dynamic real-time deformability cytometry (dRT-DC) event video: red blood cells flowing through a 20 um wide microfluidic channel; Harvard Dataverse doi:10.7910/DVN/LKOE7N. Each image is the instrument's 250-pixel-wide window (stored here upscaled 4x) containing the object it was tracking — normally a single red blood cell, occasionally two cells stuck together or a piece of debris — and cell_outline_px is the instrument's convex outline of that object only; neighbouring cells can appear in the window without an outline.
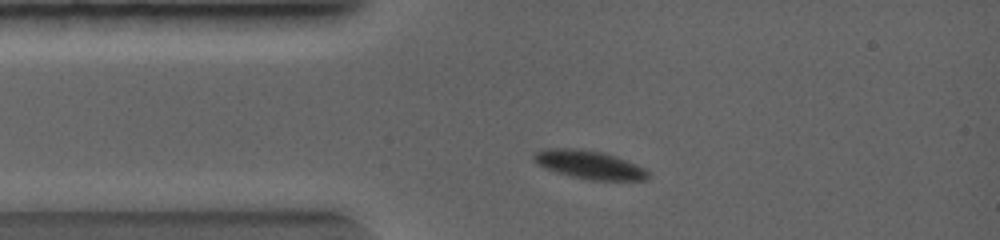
{"species": "common noctule bat (a hibernating species)", "species_latin": "Nyctalus noctula", "temperature_condition": "warm", "stored_images_in_passage": 35, "camera_frame_rate_fps": 5000, "um_per_image_px": 0.085, "animal": {"sex": "female", "body_mass_g": 19.0, "forearm_length_mm": 56.7}, "frame": {"image": 1, "passage_image": 5, "time_ms": 0.8, "image_size_px": [1000, 240], "cell_outline_px": [[648, 176], [644, 180], [588, 180], [556, 172], [544, 168], [536, 164], [532, 160], [532, 152], [544, 148], [576, 148], [604, 152], [644, 168], [648, 172]], "centroid_in_image_um": [49.98, 13.98], "position_along_channel_um": 35.0, "area_um2": 18.96}}
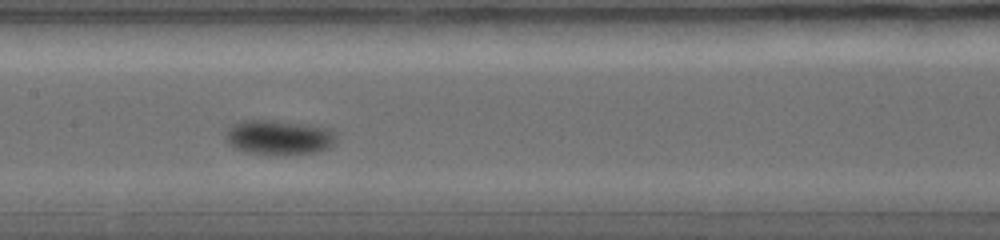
{"frame": {"image": 2, "passage_image": 17, "time_ms": 3.2, "image_size_px": [1000, 240], "cell_outline_px": [[336, 136], [332, 144], [328, 148], [316, 152], [288, 156], [244, 152], [232, 148], [228, 144], [224, 136], [228, 128], [236, 120], [276, 120], [320, 124], [332, 128]], "centroid_in_image_um": [23.71, 11.66], "position_along_channel_um": 183.7, "area_um2": 23.47}}
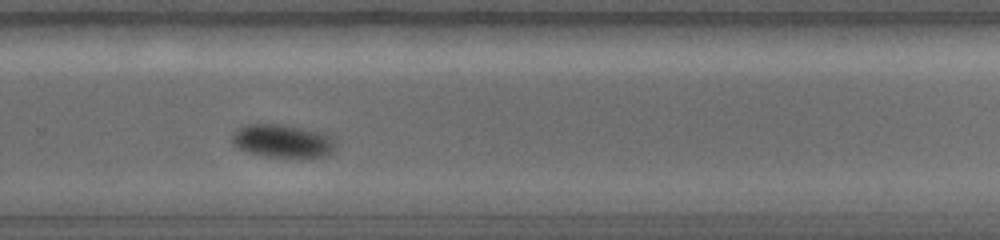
{"frame": {"image": 3, "passage_image": 26, "time_ms": 5.0, "image_size_px": [1000, 240], "cell_outline_px": [[336, 148], [328, 156], [268, 156], [244, 152], [232, 140], [232, 132], [236, 128], [244, 124], [284, 124], [324, 132], [332, 136], [336, 140]], "centroid_in_image_um": [24.05, 11.95], "position_along_channel_um": 305.8, "area_um2": 20.17}}